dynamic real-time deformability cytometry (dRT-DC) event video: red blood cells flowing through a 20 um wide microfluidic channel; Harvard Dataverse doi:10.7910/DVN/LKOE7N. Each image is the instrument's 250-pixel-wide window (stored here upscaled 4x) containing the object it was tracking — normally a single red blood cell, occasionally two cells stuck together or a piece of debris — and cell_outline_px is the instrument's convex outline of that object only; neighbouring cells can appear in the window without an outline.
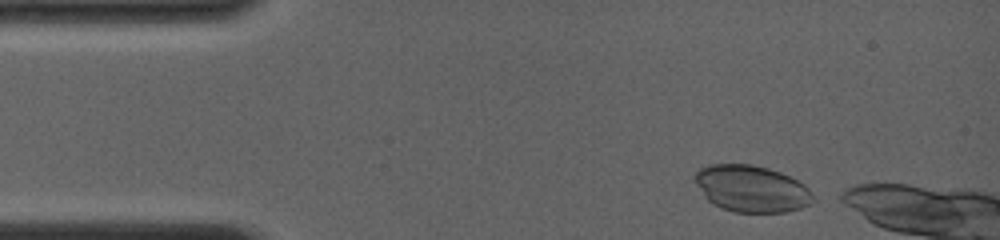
{"species": "common noctule bat (a hibernating species)", "species_latin": "Nyctalus noctula", "temperature_condition": "room temperature", "stored_images_in_passage": 15, "camera_frame_rate_fps": 4000, "um_per_image_px": 0.085, "animal": {"sex": "female", "body_mass_g": 19.0, "forearm_length_mm": 56.7}, "frame": {"image": 1, "passage_image": 2, "time_ms": 0.25, "image_size_px": [1000, 240], "cell_outline_px": [[816, 200], [812, 204], [800, 208], [784, 212], [732, 212], [720, 208], [712, 204], [704, 196], [696, 184], [692, 176], [700, 168], [708, 164], [752, 164], [768, 168], [780, 172], [804, 184], [808, 188]], "centroid_in_image_um": [63.86, 16.04], "position_along_channel_um": 21.1, "area_um2": 32.43}}
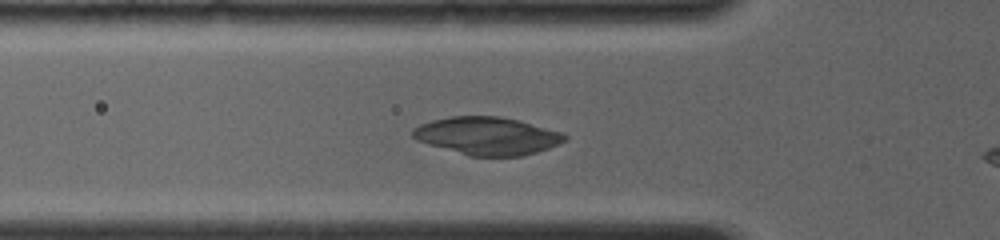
{"frame": {"image": 2, "passage_image": 9, "time_ms": 3.5, "image_size_px": [1000, 240], "cell_outline_px": [[568, 136], [560, 144], [524, 156], [468, 156], [428, 144], [416, 140], [412, 136], [412, 128], [420, 124], [432, 120], [452, 116], [500, 116], [564, 132]], "centroid_in_image_um": [41.41, 11.55], "position_along_channel_um": 84.4, "area_um2": 33.52}}
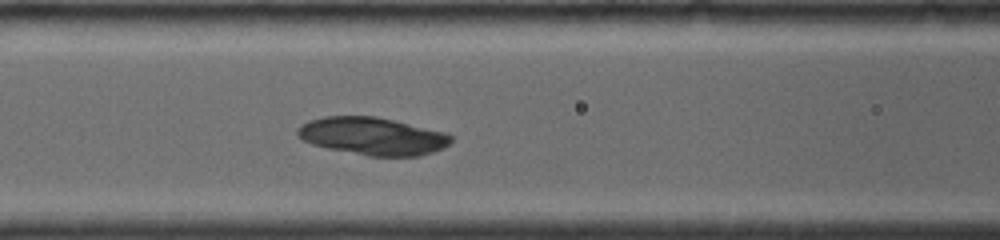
{"frame": {"image": 3, "passage_image": 12, "time_ms": 4.75, "image_size_px": [1000, 240], "cell_outline_px": [[452, 140], [444, 148], [420, 156], [368, 156], [328, 148], [312, 144], [296, 136], [296, 128], [300, 124], [308, 120], [324, 116], [376, 116], [448, 132], [452, 136]], "centroid_in_image_um": [31.66, 11.56], "position_along_channel_um": 134.9, "area_um2": 33.99}}